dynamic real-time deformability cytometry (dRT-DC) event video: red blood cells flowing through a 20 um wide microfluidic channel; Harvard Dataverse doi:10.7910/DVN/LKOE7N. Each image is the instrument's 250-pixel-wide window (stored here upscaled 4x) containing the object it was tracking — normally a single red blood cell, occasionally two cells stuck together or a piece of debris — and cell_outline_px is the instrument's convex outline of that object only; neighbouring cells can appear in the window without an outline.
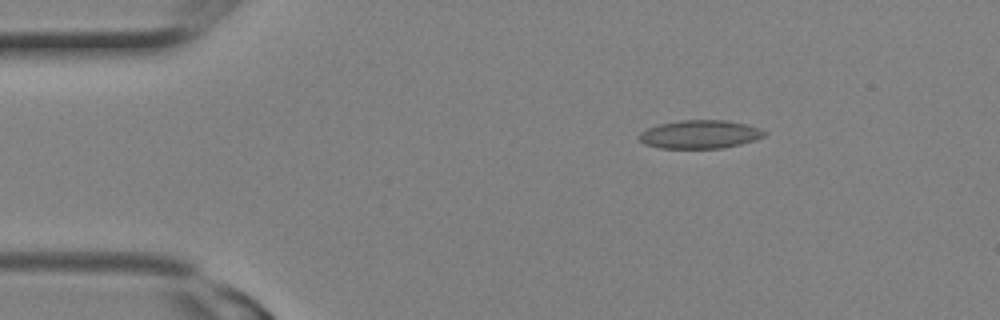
{"species": "Egyptian fruit bat (a non-hibernating species)", "species_latin": "Rousettus aegyptiacus", "temperature_condition": "room temperature", "stored_images_in_passage": 17, "camera_frame_rate_fps": 3000, "um_per_image_px": 0.085, "animal": {"sex": "female"}, "frame": {"image": 1, "passage_image": 4, "time_ms": 1.0, "image_size_px": [1000, 320], "cell_outline_px": [[768, 132], [764, 136], [756, 140], [724, 148], [660, 148], [644, 144], [636, 136], [640, 132], [656, 124], [680, 120], [724, 120], [748, 124], [760, 128]], "centroid_in_image_um": [59.49, 11.41], "position_along_channel_um": 25.5, "area_um2": 20.98}}
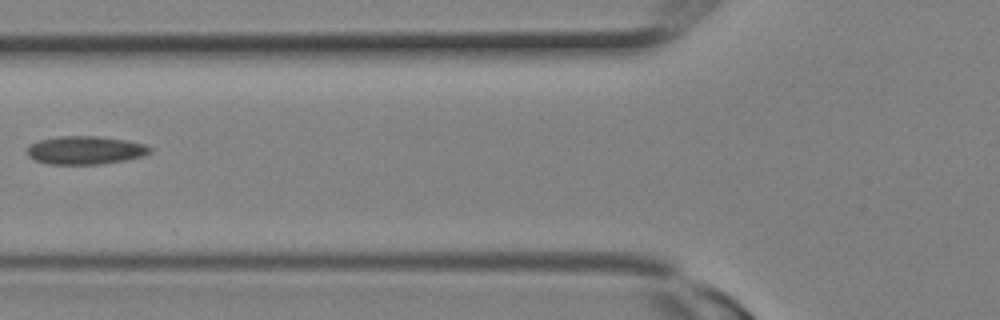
{"frame": {"image": 2, "passage_image": 10, "time_ms": 3.0, "image_size_px": [1000, 320], "cell_outline_px": [[152, 152], [144, 156], [128, 160], [100, 164], [48, 164], [36, 160], [28, 156], [28, 148], [32, 144], [40, 140], [60, 136], [100, 136], [124, 140], [144, 144], [152, 148]], "centroid_in_image_um": [7.3, 12.77], "position_along_channel_um": 118.5, "area_um2": 20.17}}
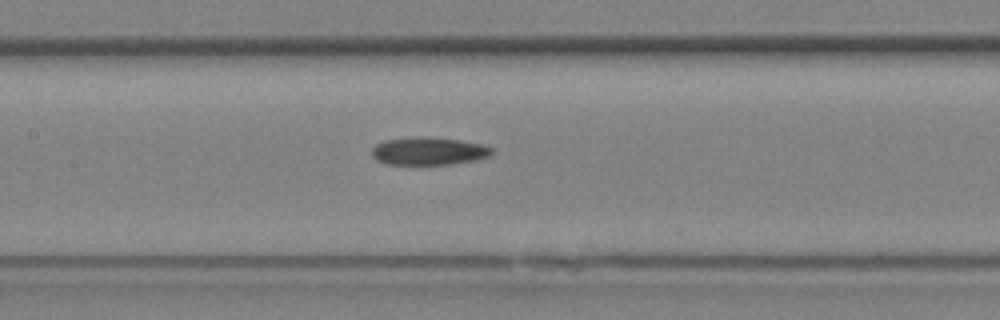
{"frame": {"image": 3, "passage_image": 12, "time_ms": 3.667, "image_size_px": [1000, 320], "cell_outline_px": [[492, 152], [488, 156], [476, 160], [448, 164], [384, 164], [376, 160], [372, 156], [372, 148], [376, 144], [384, 140], [416, 136], [456, 140], [480, 144], [492, 148]], "centroid_in_image_um": [36.36, 12.85], "position_along_channel_um": 171.0, "area_um2": 19.19}}